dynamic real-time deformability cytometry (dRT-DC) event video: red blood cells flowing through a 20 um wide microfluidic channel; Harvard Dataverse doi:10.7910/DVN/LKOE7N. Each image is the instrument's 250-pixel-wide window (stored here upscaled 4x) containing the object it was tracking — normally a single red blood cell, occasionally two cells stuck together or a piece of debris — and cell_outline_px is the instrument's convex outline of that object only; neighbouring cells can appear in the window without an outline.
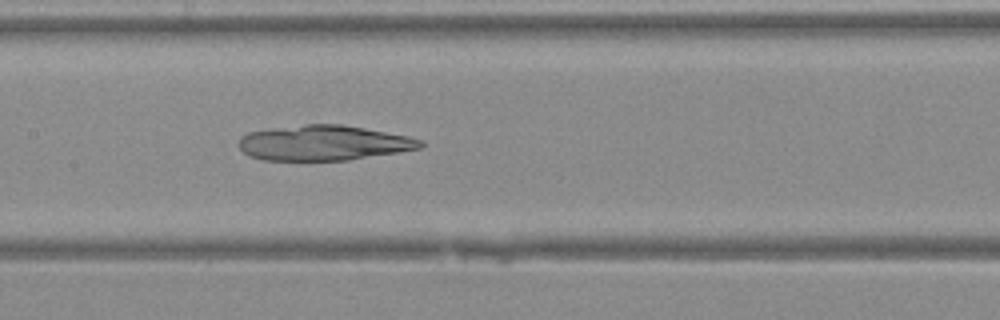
{"species": "Egyptian fruit bat (a non-hibernating species)", "species_latin": "Rousettus aegyptiacus", "temperature_condition": "warm", "stored_images_in_passage": 38, "camera_frame_rate_fps": 3000, "um_per_image_px": 0.085, "animal": {"sex": "female"}, "frame": {"image": 1, "passage_image": 18, "time_ms": 5.667, "image_size_px": [1000, 320], "cell_outline_px": [[424, 144], [420, 148], [400, 152], [348, 160], [260, 160], [248, 156], [236, 144], [240, 136], [248, 132], [272, 128], [304, 124], [340, 124], [364, 128], [408, 136], [424, 140]], "centroid_in_image_um": [27.47, 12.15], "position_along_channel_um": 179.9, "area_um2": 37.45}}
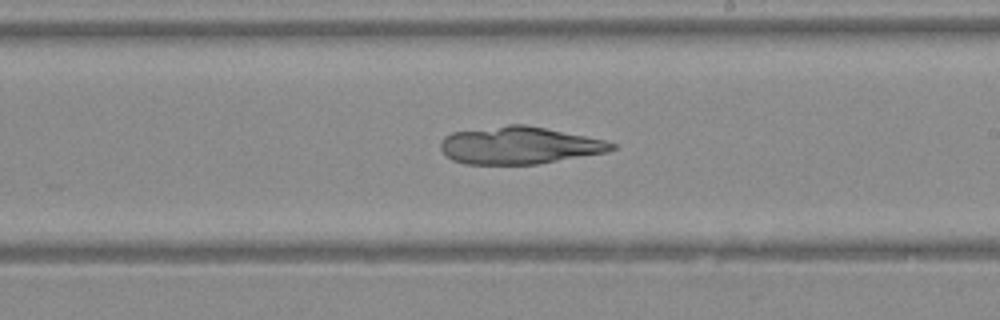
{"frame": {"image": 2, "passage_image": 22, "time_ms": 7.0, "image_size_px": [1000, 320], "cell_outline_px": [[616, 148], [608, 152], [536, 164], [464, 164], [452, 160], [440, 148], [440, 140], [444, 136], [452, 132], [508, 124], [524, 124], [604, 140], [616, 144]], "centroid_in_image_um": [44.1, 12.36], "position_along_channel_um": 244.9, "area_um2": 37.11}}
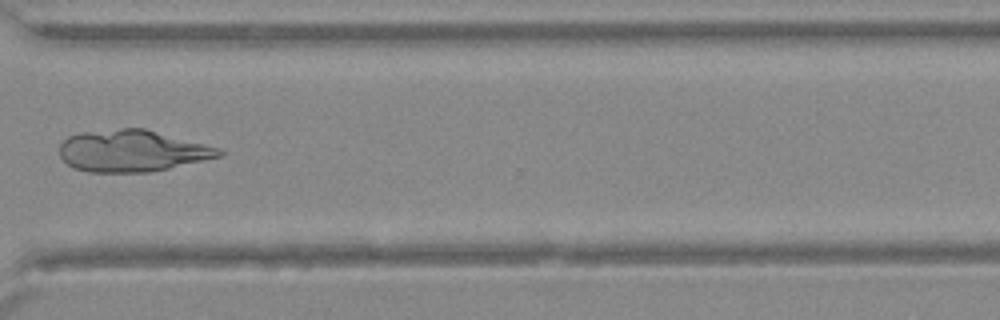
{"frame": {"image": 3, "passage_image": 29, "time_ms": 9.333, "image_size_px": [1000, 320], "cell_outline_px": [[224, 152], [220, 156], [168, 168], [148, 172], [88, 172], [76, 168], [68, 164], [60, 156], [60, 144], [68, 136], [80, 132], [120, 128], [144, 128], [220, 148]], "centroid_in_image_um": [11.2, 12.81], "position_along_channel_um": 359.4, "area_um2": 38.44}}